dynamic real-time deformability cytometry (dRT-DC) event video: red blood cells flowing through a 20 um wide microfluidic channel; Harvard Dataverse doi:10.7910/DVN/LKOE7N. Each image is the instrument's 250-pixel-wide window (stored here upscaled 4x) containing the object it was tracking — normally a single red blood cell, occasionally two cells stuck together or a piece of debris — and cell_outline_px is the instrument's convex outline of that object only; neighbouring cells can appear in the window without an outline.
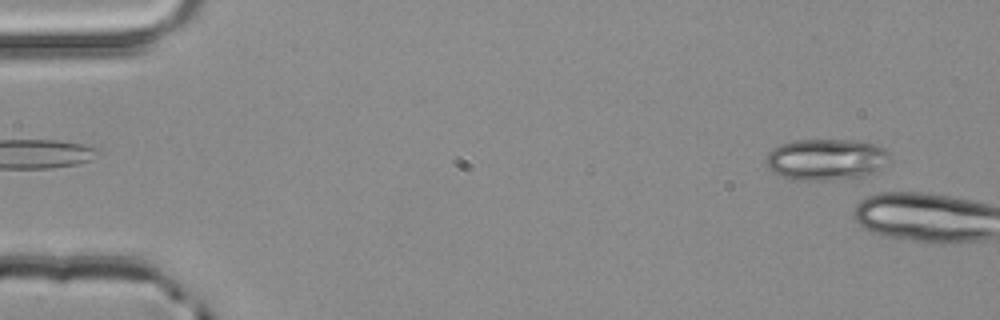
{"species": "common noctule bat (a hibernating species)", "species_latin": "Nyctalus noctula", "temperature_condition": "room temperature", "stored_images_in_passage": 2, "camera_frame_rate_fps": 3000, "um_per_image_px": 0.085, "animal": {"sex": "male", "body_mass_g": 20.4}, "frame": {"image": 1, "passage_image": 2, "time_ms": 0.333, "image_size_px": [1000, 320], "cell_outline_px": [[892, 160], [872, 172], [860, 176], [824, 180], [792, 180], [780, 176], [772, 172], [768, 168], [764, 160], [768, 152], [772, 148], [780, 144], [792, 140], [856, 140], [876, 144], [884, 148], [888, 152]], "centroid_in_image_um": [70.17, 13.54], "position_along_channel_um": 14.8, "area_um2": 30.0}}